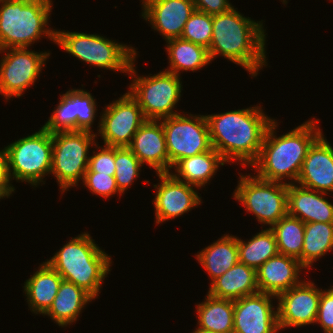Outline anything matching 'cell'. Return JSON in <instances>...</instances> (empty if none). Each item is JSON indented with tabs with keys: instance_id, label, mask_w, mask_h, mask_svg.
<instances>
[{
	"instance_id": "cell-1",
	"label": "cell",
	"mask_w": 333,
	"mask_h": 333,
	"mask_svg": "<svg viewBox=\"0 0 333 333\" xmlns=\"http://www.w3.org/2000/svg\"><path fill=\"white\" fill-rule=\"evenodd\" d=\"M206 119L212 148L226 162L239 160L244 167L259 157L267 129L275 120L260 106L207 115Z\"/></svg>"
},
{
	"instance_id": "cell-2",
	"label": "cell",
	"mask_w": 333,
	"mask_h": 333,
	"mask_svg": "<svg viewBox=\"0 0 333 333\" xmlns=\"http://www.w3.org/2000/svg\"><path fill=\"white\" fill-rule=\"evenodd\" d=\"M262 21L243 17L232 7L229 11L212 15V40L208 49L211 61L221 55L241 65L253 77L267 64L266 34Z\"/></svg>"
},
{
	"instance_id": "cell-3",
	"label": "cell",
	"mask_w": 333,
	"mask_h": 333,
	"mask_svg": "<svg viewBox=\"0 0 333 333\" xmlns=\"http://www.w3.org/2000/svg\"><path fill=\"white\" fill-rule=\"evenodd\" d=\"M318 120H308L277 138L274 134L277 122L274 120L267 129L259 157L251 165L258 171L256 176L280 183L288 177L286 179L291 180L288 184L296 183L309 147L322 134L315 125Z\"/></svg>"
},
{
	"instance_id": "cell-4",
	"label": "cell",
	"mask_w": 333,
	"mask_h": 333,
	"mask_svg": "<svg viewBox=\"0 0 333 333\" xmlns=\"http://www.w3.org/2000/svg\"><path fill=\"white\" fill-rule=\"evenodd\" d=\"M47 263L63 278L94 299L110 271L111 259L87 233L72 238Z\"/></svg>"
},
{
	"instance_id": "cell-5",
	"label": "cell",
	"mask_w": 333,
	"mask_h": 333,
	"mask_svg": "<svg viewBox=\"0 0 333 333\" xmlns=\"http://www.w3.org/2000/svg\"><path fill=\"white\" fill-rule=\"evenodd\" d=\"M51 0L0 1V50L27 48L46 35L56 42V31L47 27ZM33 42V43H32Z\"/></svg>"
},
{
	"instance_id": "cell-6",
	"label": "cell",
	"mask_w": 333,
	"mask_h": 333,
	"mask_svg": "<svg viewBox=\"0 0 333 333\" xmlns=\"http://www.w3.org/2000/svg\"><path fill=\"white\" fill-rule=\"evenodd\" d=\"M67 53L91 65L120 72H129L136 50L103 36L78 32L56 31V42Z\"/></svg>"
},
{
	"instance_id": "cell-7",
	"label": "cell",
	"mask_w": 333,
	"mask_h": 333,
	"mask_svg": "<svg viewBox=\"0 0 333 333\" xmlns=\"http://www.w3.org/2000/svg\"><path fill=\"white\" fill-rule=\"evenodd\" d=\"M97 135L90 131H58L52 133V166L50 174L57 178L62 192L76 187L88 168L89 149Z\"/></svg>"
},
{
	"instance_id": "cell-8",
	"label": "cell",
	"mask_w": 333,
	"mask_h": 333,
	"mask_svg": "<svg viewBox=\"0 0 333 333\" xmlns=\"http://www.w3.org/2000/svg\"><path fill=\"white\" fill-rule=\"evenodd\" d=\"M135 58L130 66L129 74L132 78L130 95L137 101L146 120H162L176 113L173 108L181 97L182 82L180 76L167 71H160L153 76H137L134 69Z\"/></svg>"
},
{
	"instance_id": "cell-9",
	"label": "cell",
	"mask_w": 333,
	"mask_h": 333,
	"mask_svg": "<svg viewBox=\"0 0 333 333\" xmlns=\"http://www.w3.org/2000/svg\"><path fill=\"white\" fill-rule=\"evenodd\" d=\"M6 148L10 179L31 185L44 182L52 166V133L41 127L32 135L21 138ZM12 172V174H11ZM13 176V177H12Z\"/></svg>"
},
{
	"instance_id": "cell-10",
	"label": "cell",
	"mask_w": 333,
	"mask_h": 333,
	"mask_svg": "<svg viewBox=\"0 0 333 333\" xmlns=\"http://www.w3.org/2000/svg\"><path fill=\"white\" fill-rule=\"evenodd\" d=\"M234 199L254 213L260 223L271 228L288 214V183L266 181L257 176L241 175Z\"/></svg>"
},
{
	"instance_id": "cell-11",
	"label": "cell",
	"mask_w": 333,
	"mask_h": 333,
	"mask_svg": "<svg viewBox=\"0 0 333 333\" xmlns=\"http://www.w3.org/2000/svg\"><path fill=\"white\" fill-rule=\"evenodd\" d=\"M169 170L181 159L212 149L209 127L205 115L189 117L176 114L162 119Z\"/></svg>"
},
{
	"instance_id": "cell-12",
	"label": "cell",
	"mask_w": 333,
	"mask_h": 333,
	"mask_svg": "<svg viewBox=\"0 0 333 333\" xmlns=\"http://www.w3.org/2000/svg\"><path fill=\"white\" fill-rule=\"evenodd\" d=\"M7 50V51H5ZM0 60V94L7 99L20 97L34 84L50 53L29 51L27 48H9Z\"/></svg>"
},
{
	"instance_id": "cell-13",
	"label": "cell",
	"mask_w": 333,
	"mask_h": 333,
	"mask_svg": "<svg viewBox=\"0 0 333 333\" xmlns=\"http://www.w3.org/2000/svg\"><path fill=\"white\" fill-rule=\"evenodd\" d=\"M146 121L142 109L129 92L105 108L99 123V133L104 145L128 147Z\"/></svg>"
},
{
	"instance_id": "cell-14",
	"label": "cell",
	"mask_w": 333,
	"mask_h": 333,
	"mask_svg": "<svg viewBox=\"0 0 333 333\" xmlns=\"http://www.w3.org/2000/svg\"><path fill=\"white\" fill-rule=\"evenodd\" d=\"M94 97L83 89H72L63 94L49 120L43 126L47 131H90L96 113Z\"/></svg>"
},
{
	"instance_id": "cell-15",
	"label": "cell",
	"mask_w": 333,
	"mask_h": 333,
	"mask_svg": "<svg viewBox=\"0 0 333 333\" xmlns=\"http://www.w3.org/2000/svg\"><path fill=\"white\" fill-rule=\"evenodd\" d=\"M320 295L321 290L305 280L280 293L276 297L279 330L316 323Z\"/></svg>"
},
{
	"instance_id": "cell-16",
	"label": "cell",
	"mask_w": 333,
	"mask_h": 333,
	"mask_svg": "<svg viewBox=\"0 0 333 333\" xmlns=\"http://www.w3.org/2000/svg\"><path fill=\"white\" fill-rule=\"evenodd\" d=\"M272 297L277 296L258 292L234 300L233 333H277L278 313Z\"/></svg>"
},
{
	"instance_id": "cell-17",
	"label": "cell",
	"mask_w": 333,
	"mask_h": 333,
	"mask_svg": "<svg viewBox=\"0 0 333 333\" xmlns=\"http://www.w3.org/2000/svg\"><path fill=\"white\" fill-rule=\"evenodd\" d=\"M157 175L161 179L158 185H154L157 190L153 201L157 224L183 215L202 203L193 189L195 186L179 181L170 172Z\"/></svg>"
},
{
	"instance_id": "cell-18",
	"label": "cell",
	"mask_w": 333,
	"mask_h": 333,
	"mask_svg": "<svg viewBox=\"0 0 333 333\" xmlns=\"http://www.w3.org/2000/svg\"><path fill=\"white\" fill-rule=\"evenodd\" d=\"M142 16L166 40L179 38L196 10L192 0H142Z\"/></svg>"
},
{
	"instance_id": "cell-19",
	"label": "cell",
	"mask_w": 333,
	"mask_h": 333,
	"mask_svg": "<svg viewBox=\"0 0 333 333\" xmlns=\"http://www.w3.org/2000/svg\"><path fill=\"white\" fill-rule=\"evenodd\" d=\"M296 183L319 192H333V148L323 134L309 147Z\"/></svg>"
},
{
	"instance_id": "cell-20",
	"label": "cell",
	"mask_w": 333,
	"mask_h": 333,
	"mask_svg": "<svg viewBox=\"0 0 333 333\" xmlns=\"http://www.w3.org/2000/svg\"><path fill=\"white\" fill-rule=\"evenodd\" d=\"M128 148L142 164L156 173H169V156L162 121L146 120L135 133Z\"/></svg>"
},
{
	"instance_id": "cell-21",
	"label": "cell",
	"mask_w": 333,
	"mask_h": 333,
	"mask_svg": "<svg viewBox=\"0 0 333 333\" xmlns=\"http://www.w3.org/2000/svg\"><path fill=\"white\" fill-rule=\"evenodd\" d=\"M303 268L298 259L278 253L256 270L259 292L278 296L301 283L299 272Z\"/></svg>"
},
{
	"instance_id": "cell-22",
	"label": "cell",
	"mask_w": 333,
	"mask_h": 333,
	"mask_svg": "<svg viewBox=\"0 0 333 333\" xmlns=\"http://www.w3.org/2000/svg\"><path fill=\"white\" fill-rule=\"evenodd\" d=\"M325 194L328 193L288 184V214L304 223H333V205L323 197Z\"/></svg>"
},
{
	"instance_id": "cell-23",
	"label": "cell",
	"mask_w": 333,
	"mask_h": 333,
	"mask_svg": "<svg viewBox=\"0 0 333 333\" xmlns=\"http://www.w3.org/2000/svg\"><path fill=\"white\" fill-rule=\"evenodd\" d=\"M258 292L256 270L238 262L211 282L208 294L215 298L234 301Z\"/></svg>"
},
{
	"instance_id": "cell-24",
	"label": "cell",
	"mask_w": 333,
	"mask_h": 333,
	"mask_svg": "<svg viewBox=\"0 0 333 333\" xmlns=\"http://www.w3.org/2000/svg\"><path fill=\"white\" fill-rule=\"evenodd\" d=\"M43 263L24 284L30 310L42 315L52 306L63 280L47 262Z\"/></svg>"
},
{
	"instance_id": "cell-25",
	"label": "cell",
	"mask_w": 333,
	"mask_h": 333,
	"mask_svg": "<svg viewBox=\"0 0 333 333\" xmlns=\"http://www.w3.org/2000/svg\"><path fill=\"white\" fill-rule=\"evenodd\" d=\"M94 298L72 282L62 280L52 306L44 314L64 327L77 320L81 310Z\"/></svg>"
},
{
	"instance_id": "cell-26",
	"label": "cell",
	"mask_w": 333,
	"mask_h": 333,
	"mask_svg": "<svg viewBox=\"0 0 333 333\" xmlns=\"http://www.w3.org/2000/svg\"><path fill=\"white\" fill-rule=\"evenodd\" d=\"M225 162L223 157L212 148L209 151L179 160L172 167L175 168L177 174H171L179 181L202 188L215 175L219 165L224 166Z\"/></svg>"
},
{
	"instance_id": "cell-27",
	"label": "cell",
	"mask_w": 333,
	"mask_h": 333,
	"mask_svg": "<svg viewBox=\"0 0 333 333\" xmlns=\"http://www.w3.org/2000/svg\"><path fill=\"white\" fill-rule=\"evenodd\" d=\"M196 256L213 282L239 262L237 237L226 234Z\"/></svg>"
},
{
	"instance_id": "cell-28",
	"label": "cell",
	"mask_w": 333,
	"mask_h": 333,
	"mask_svg": "<svg viewBox=\"0 0 333 333\" xmlns=\"http://www.w3.org/2000/svg\"><path fill=\"white\" fill-rule=\"evenodd\" d=\"M168 42V43H167ZM170 68L165 71L177 76L181 71H197L211 62L208 49L181 37L166 40Z\"/></svg>"
},
{
	"instance_id": "cell-29",
	"label": "cell",
	"mask_w": 333,
	"mask_h": 333,
	"mask_svg": "<svg viewBox=\"0 0 333 333\" xmlns=\"http://www.w3.org/2000/svg\"><path fill=\"white\" fill-rule=\"evenodd\" d=\"M206 301L197 304L199 327L217 333H233L234 301L207 294Z\"/></svg>"
},
{
	"instance_id": "cell-30",
	"label": "cell",
	"mask_w": 333,
	"mask_h": 333,
	"mask_svg": "<svg viewBox=\"0 0 333 333\" xmlns=\"http://www.w3.org/2000/svg\"><path fill=\"white\" fill-rule=\"evenodd\" d=\"M333 250V223H305L301 264L310 268L313 262Z\"/></svg>"
},
{
	"instance_id": "cell-31",
	"label": "cell",
	"mask_w": 333,
	"mask_h": 333,
	"mask_svg": "<svg viewBox=\"0 0 333 333\" xmlns=\"http://www.w3.org/2000/svg\"><path fill=\"white\" fill-rule=\"evenodd\" d=\"M237 245L239 262L255 270L279 253L275 234L270 228L262 229L247 243L237 237Z\"/></svg>"
},
{
	"instance_id": "cell-32",
	"label": "cell",
	"mask_w": 333,
	"mask_h": 333,
	"mask_svg": "<svg viewBox=\"0 0 333 333\" xmlns=\"http://www.w3.org/2000/svg\"><path fill=\"white\" fill-rule=\"evenodd\" d=\"M270 229L275 234L278 252L294 257L301 263L305 223L287 214Z\"/></svg>"
},
{
	"instance_id": "cell-33",
	"label": "cell",
	"mask_w": 333,
	"mask_h": 333,
	"mask_svg": "<svg viewBox=\"0 0 333 333\" xmlns=\"http://www.w3.org/2000/svg\"><path fill=\"white\" fill-rule=\"evenodd\" d=\"M143 164L128 147H115V181L119 194L124 193L136 177Z\"/></svg>"
},
{
	"instance_id": "cell-34",
	"label": "cell",
	"mask_w": 333,
	"mask_h": 333,
	"mask_svg": "<svg viewBox=\"0 0 333 333\" xmlns=\"http://www.w3.org/2000/svg\"><path fill=\"white\" fill-rule=\"evenodd\" d=\"M212 15L195 10L185 23L181 38L209 49L212 40Z\"/></svg>"
},
{
	"instance_id": "cell-35",
	"label": "cell",
	"mask_w": 333,
	"mask_h": 333,
	"mask_svg": "<svg viewBox=\"0 0 333 333\" xmlns=\"http://www.w3.org/2000/svg\"><path fill=\"white\" fill-rule=\"evenodd\" d=\"M83 183L92 194L108 198L118 193V187L115 177L108 174H100L99 172H85Z\"/></svg>"
},
{
	"instance_id": "cell-36",
	"label": "cell",
	"mask_w": 333,
	"mask_h": 333,
	"mask_svg": "<svg viewBox=\"0 0 333 333\" xmlns=\"http://www.w3.org/2000/svg\"><path fill=\"white\" fill-rule=\"evenodd\" d=\"M115 169V147L104 145L99 152L93 151L86 172H99L114 176Z\"/></svg>"
},
{
	"instance_id": "cell-37",
	"label": "cell",
	"mask_w": 333,
	"mask_h": 333,
	"mask_svg": "<svg viewBox=\"0 0 333 333\" xmlns=\"http://www.w3.org/2000/svg\"><path fill=\"white\" fill-rule=\"evenodd\" d=\"M316 322L325 333H333V286L327 291L321 290Z\"/></svg>"
},
{
	"instance_id": "cell-38",
	"label": "cell",
	"mask_w": 333,
	"mask_h": 333,
	"mask_svg": "<svg viewBox=\"0 0 333 333\" xmlns=\"http://www.w3.org/2000/svg\"><path fill=\"white\" fill-rule=\"evenodd\" d=\"M196 10L214 15L229 11L233 6L228 0H192Z\"/></svg>"
},
{
	"instance_id": "cell-39",
	"label": "cell",
	"mask_w": 333,
	"mask_h": 333,
	"mask_svg": "<svg viewBox=\"0 0 333 333\" xmlns=\"http://www.w3.org/2000/svg\"><path fill=\"white\" fill-rule=\"evenodd\" d=\"M8 172V156L6 148L0 151V199L9 197L15 188L10 184Z\"/></svg>"
},
{
	"instance_id": "cell-40",
	"label": "cell",
	"mask_w": 333,
	"mask_h": 333,
	"mask_svg": "<svg viewBox=\"0 0 333 333\" xmlns=\"http://www.w3.org/2000/svg\"><path fill=\"white\" fill-rule=\"evenodd\" d=\"M193 333H217V332L212 331V330H206V329H203V328H198Z\"/></svg>"
}]
</instances>
